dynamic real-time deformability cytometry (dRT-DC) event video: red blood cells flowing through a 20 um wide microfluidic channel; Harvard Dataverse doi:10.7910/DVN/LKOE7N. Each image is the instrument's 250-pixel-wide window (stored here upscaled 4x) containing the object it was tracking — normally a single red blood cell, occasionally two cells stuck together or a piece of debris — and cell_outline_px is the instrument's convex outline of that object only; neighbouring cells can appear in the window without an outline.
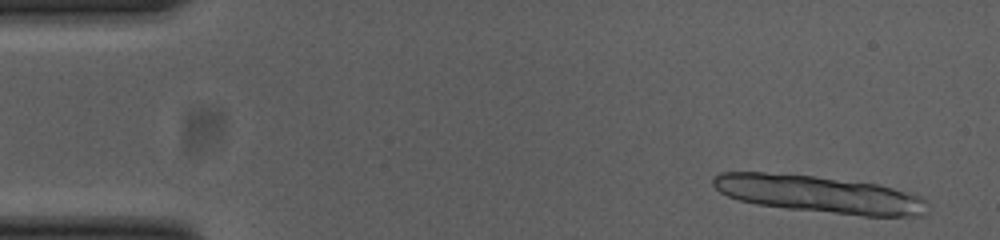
{"species": "common noctule bat (a hibernating species)", "species_latin": "Nyctalus noctula", "temperature_condition": "cold", "stored_images_in_passage": 15, "camera_frame_rate_fps": 3000, "um_per_image_px": 0.085, "animal": {"sex": "female", "body_mass_g": 23.0, "forearm_length_mm": 53.4}, "frame": {"image": 1, "passage_image": 3, "time_ms": 0.667, "image_size_px": [1000, 240], "cell_outline_px": [[928, 212], [924, 216], [864, 216], [788, 208], [756, 204], [740, 200], [728, 196], [720, 192], [712, 184], [712, 176], [720, 172], [764, 172], [816, 176], [880, 184], [912, 192], [928, 200]], "centroid_in_image_um": [69.71, 16.5], "position_along_channel_um": 15.3, "area_um2": 46.99}}